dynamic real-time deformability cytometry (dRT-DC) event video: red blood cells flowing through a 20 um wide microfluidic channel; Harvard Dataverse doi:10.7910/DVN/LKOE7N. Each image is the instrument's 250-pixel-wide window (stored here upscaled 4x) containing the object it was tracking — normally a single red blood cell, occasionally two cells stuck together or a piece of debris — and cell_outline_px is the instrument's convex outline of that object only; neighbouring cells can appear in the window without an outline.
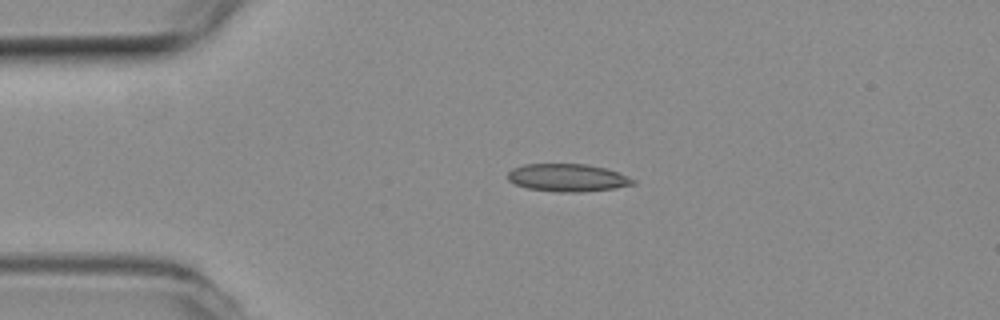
{"species": "common noctule bat (a hibernating species)", "species_latin": "Nyctalus noctula", "temperature_condition": "room temperature", "stored_images_in_passage": 2, "camera_frame_rate_fps": 3000, "um_per_image_px": 0.085, "animal": {"sex": "female", "body_mass_g": 19.3, "forearm_length_mm": 54.1}, "frame": {"image": 1, "passage_image": 1, "time_ms": 0.0, "image_size_px": [1000, 320], "cell_outline_px": [[636, 184], [612, 188], [580, 192], [560, 192], [528, 188], [516, 184], [508, 180], [508, 172], [512, 168], [524, 164], [588, 164], [604, 168], [616, 172], [636, 180]], "centroid_in_image_um": [48.22, 15.1], "position_along_channel_um": 36.8, "area_um2": 20.0}}